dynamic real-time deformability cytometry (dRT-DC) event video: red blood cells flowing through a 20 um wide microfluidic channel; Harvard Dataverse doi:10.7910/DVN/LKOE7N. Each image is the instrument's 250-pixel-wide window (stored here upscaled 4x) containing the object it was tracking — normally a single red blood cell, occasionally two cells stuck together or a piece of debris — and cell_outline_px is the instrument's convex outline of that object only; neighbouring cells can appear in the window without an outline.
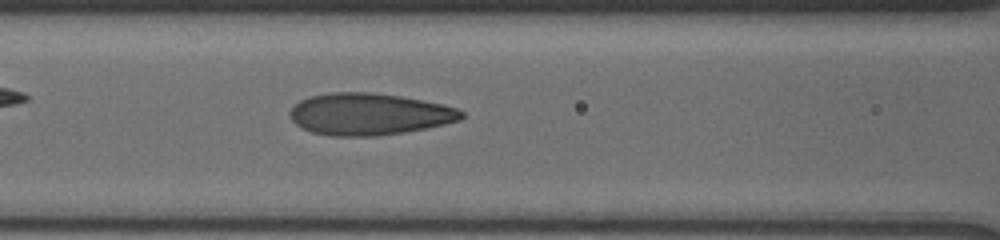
{"species": "human", "species_latin": "Homo sapiens", "temperature_condition": "cold", "stored_images_in_passage": 7, "camera_frame_rate_fps": 3000, "um_per_image_px": 0.085, "donor": {"sex": "male"}, "frame": {"image": 1, "passage_image": 7, "time_ms": 2.333, "image_size_px": [1000, 240], "cell_outline_px": [[464, 116], [460, 120], [444, 124], [404, 132], [376, 136], [332, 136], [312, 132], [296, 124], [292, 120], [288, 112], [300, 100], [308, 96], [332, 92], [368, 92], [400, 96], [444, 104], [456, 108], [464, 112]], "centroid_in_image_um": [31.37, 9.69], "position_along_channel_um": 135.2, "area_um2": 41.73}}